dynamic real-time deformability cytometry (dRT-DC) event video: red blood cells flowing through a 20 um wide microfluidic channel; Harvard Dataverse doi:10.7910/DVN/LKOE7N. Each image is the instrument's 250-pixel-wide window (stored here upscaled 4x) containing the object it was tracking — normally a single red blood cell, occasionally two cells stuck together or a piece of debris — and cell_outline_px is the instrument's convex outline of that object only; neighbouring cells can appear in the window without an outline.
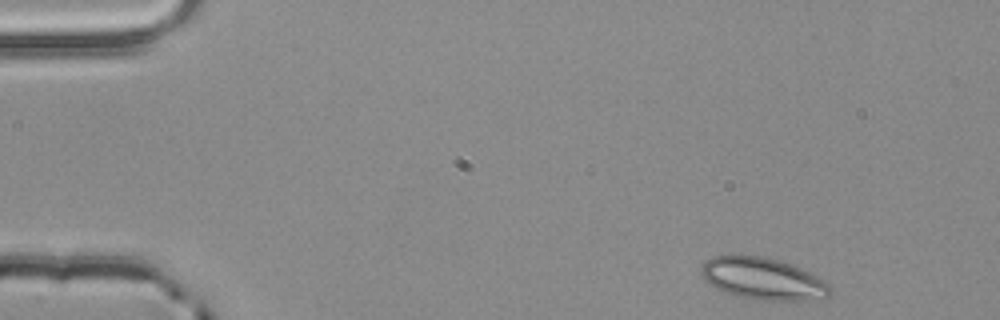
{"species": "common noctule bat (a hibernating species)", "species_latin": "Nyctalus noctula", "temperature_condition": "room temperature", "stored_images_in_passage": 49, "camera_frame_rate_fps": 3000, "um_per_image_px": 0.085, "animal": {"sex": "male", "body_mass_g": 20.4}, "frame": {"image": 1, "passage_image": 1, "time_ms": 0.0, "image_size_px": [1000, 320], "cell_outline_px": [[832, 292], [828, 296], [804, 300], [756, 300], [736, 296], [724, 292], [708, 284], [704, 280], [700, 272], [700, 268], [704, 260], [712, 256], [764, 256], [780, 260], [800, 268], [832, 284]], "centroid_in_image_um": [64.82, 23.69], "position_along_channel_um": 20.2, "area_um2": 31.67}}
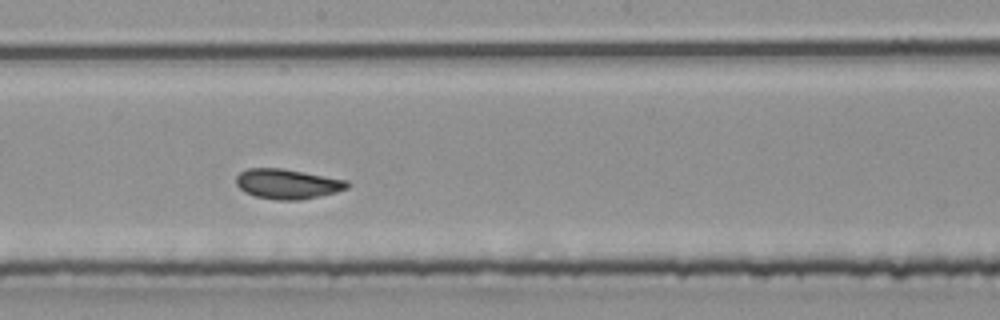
{"frame": {"image": 2, "passage_image": 25, "time_ms": 8.0, "image_size_px": [1000, 320], "cell_outline_px": [[352, 184], [348, 188], [336, 192], [320, 196], [300, 200], [276, 200], [256, 196], [244, 192], [236, 184], [236, 176], [240, 172], [248, 168], [284, 168], [348, 180]], "centroid_in_image_um": [24.46, 15.63], "position_along_channel_um": 223.7, "area_um2": 19.59}}
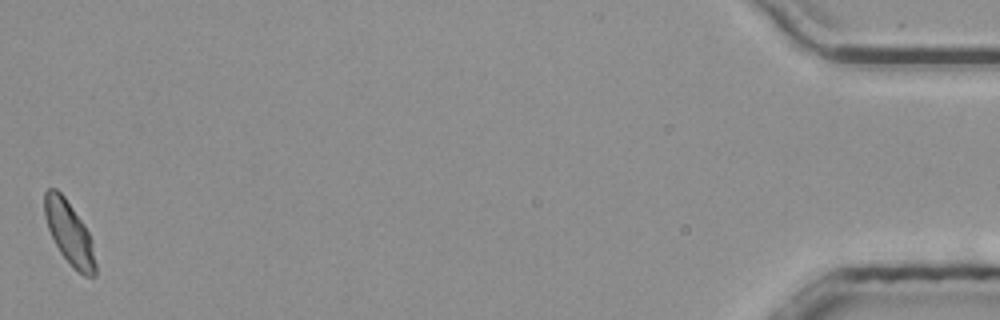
{"frame": {"image": 3, "passage_image": 49, "time_ms": 16.0, "image_size_px": [1000, 320], "cell_outline_px": [[96, 276], [84, 276], [60, 252], [48, 228], [44, 216], [44, 192], [48, 188], [56, 188], [64, 196], [84, 224], [92, 240], [96, 264]], "centroid_in_image_um": [5.89, 19.76], "position_along_channel_um": 429.3, "area_um2": 18.44}, "authors_computed_cell_mechanics": {"area_um2": 19.363, "velocity_mm_per_s": 3.8264, "shape_relaxation_time_tau1_ms": null, "shape_relaxation_time_tau2_ms": 0.583, "deformation_change_tau1": null, "deformation_change_tau2": 0.0553}}